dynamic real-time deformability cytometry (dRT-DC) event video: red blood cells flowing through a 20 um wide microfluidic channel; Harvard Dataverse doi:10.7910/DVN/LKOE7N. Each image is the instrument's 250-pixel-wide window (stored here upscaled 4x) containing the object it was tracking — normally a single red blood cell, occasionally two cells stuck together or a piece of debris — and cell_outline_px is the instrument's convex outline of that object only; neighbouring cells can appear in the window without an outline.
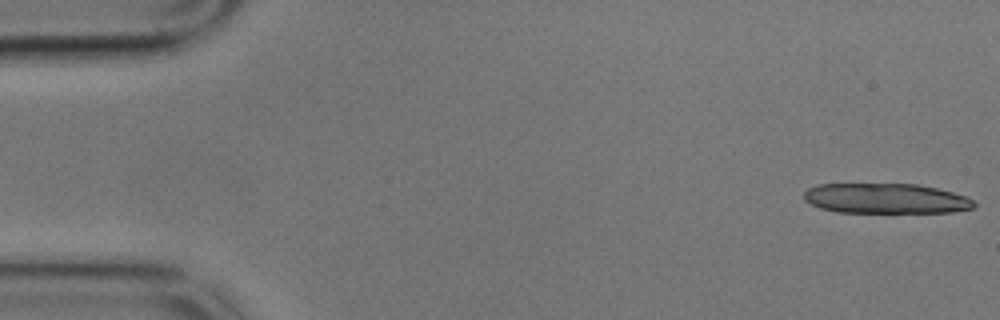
{"species": "common noctule bat (a hibernating species)", "species_latin": "Nyctalus noctula", "temperature_condition": "cold", "stored_images_in_passage": 16, "camera_frame_rate_fps": 3000, "um_per_image_px": 0.085, "animal": {"sex": "male", "body_mass_g": 17.9}, "frame": {"image": 1, "passage_image": 1, "time_ms": 0.0, "image_size_px": [1000, 320], "cell_outline_px": [[976, 204], [972, 208], [952, 212], [836, 212], [820, 208], [804, 200], [804, 192], [808, 188], [816, 184], [916, 184], [936, 188], [968, 196]], "centroid_in_image_um": [75.28, 16.87], "position_along_channel_um": 9.7, "area_um2": 29.82}}